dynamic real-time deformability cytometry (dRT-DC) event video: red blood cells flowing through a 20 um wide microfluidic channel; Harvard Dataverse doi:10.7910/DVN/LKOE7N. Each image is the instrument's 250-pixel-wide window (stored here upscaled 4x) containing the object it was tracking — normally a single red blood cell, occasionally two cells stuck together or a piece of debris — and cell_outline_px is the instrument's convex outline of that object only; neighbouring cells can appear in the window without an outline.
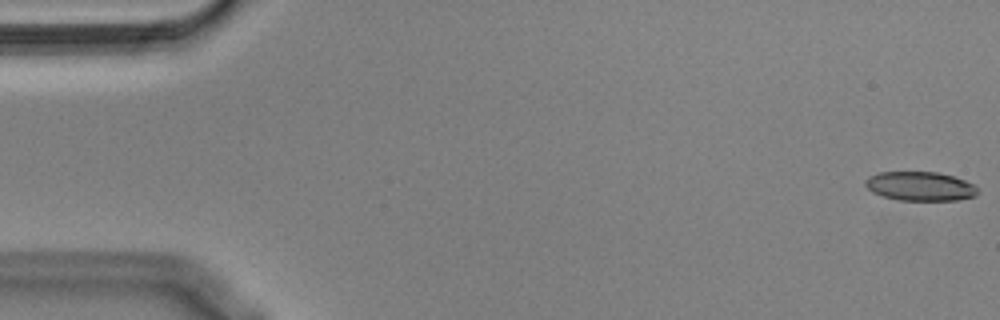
{"species": "Egyptian fruit bat (a non-hibernating species)", "species_latin": "Rousettus aegyptiacus", "temperature_condition": "cold", "stored_images_in_passage": 57, "camera_frame_rate_fps": 3000, "um_per_image_px": 0.085, "animal": {"sex": "male"}, "frame": {"image": 1, "passage_image": 1, "time_ms": 0.0, "image_size_px": [1000, 320], "cell_outline_px": [[980, 192], [976, 196], [960, 200], [896, 200], [872, 192], [864, 184], [864, 180], [868, 176], [880, 172], [936, 172], [952, 176], [964, 180], [980, 188]], "centroid_in_image_um": [78.23, 15.83], "position_along_channel_um": 6.8, "area_um2": 19.19}}
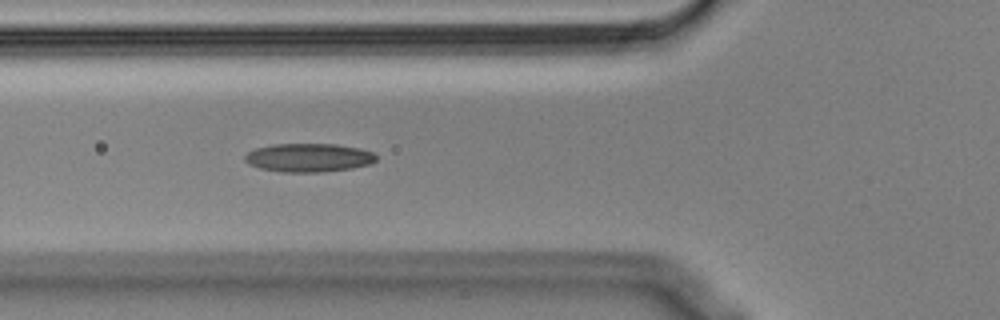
{"frame": {"image": 2, "passage_image": 20, "time_ms": 6.333, "image_size_px": [1000, 320], "cell_outline_px": [[376, 160], [368, 164], [352, 168], [320, 172], [284, 172], [260, 168], [248, 164], [244, 160], [244, 156], [248, 152], [256, 148], [272, 144], [336, 144], [360, 148], [372, 152], [376, 156]], "centroid_in_image_um": [26.21, 13.39], "position_along_channel_um": 99.6, "area_um2": 21.79}}
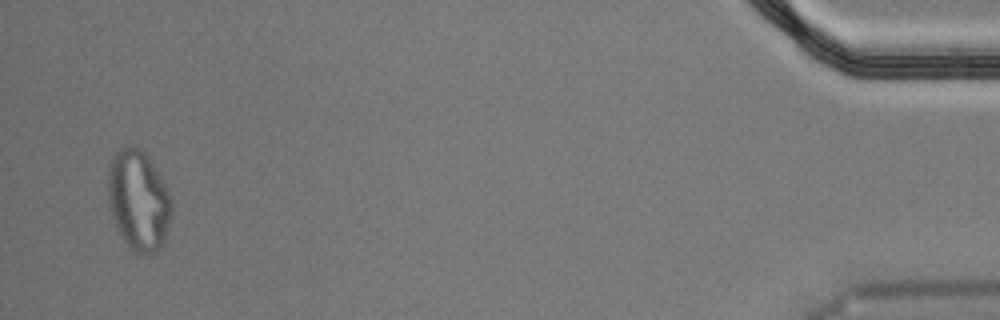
{"frame": {"image": 3, "passage_image": 54, "time_ms": 17.667, "image_size_px": [1000, 320], "cell_outline_px": [[172, 212], [164, 240], [160, 248], [156, 252], [136, 252], [124, 240], [112, 216], [108, 200], [108, 168], [116, 152], [124, 144], [132, 144], [140, 148], [148, 156], [168, 192], [172, 200]], "centroid_in_image_um": [11.76, 16.97], "position_along_channel_um": 423.4, "area_um2": 36.7}}